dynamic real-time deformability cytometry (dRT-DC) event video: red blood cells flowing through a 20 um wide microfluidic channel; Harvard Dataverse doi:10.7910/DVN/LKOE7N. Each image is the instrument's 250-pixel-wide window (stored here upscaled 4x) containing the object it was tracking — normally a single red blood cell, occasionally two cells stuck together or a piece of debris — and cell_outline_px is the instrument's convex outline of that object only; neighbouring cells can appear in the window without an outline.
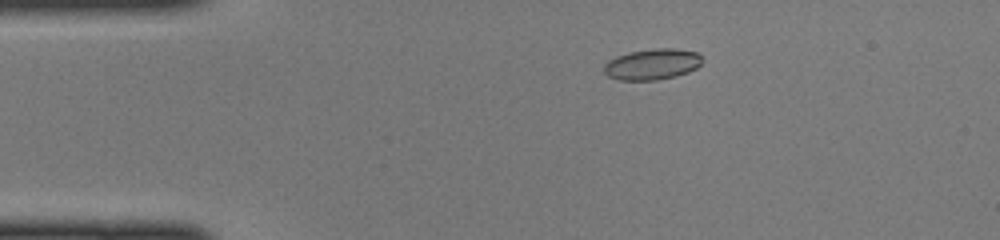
{"species": "common noctule bat (a hibernating species)", "species_latin": "Nyctalus noctula", "temperature_condition": "cold", "stored_images_in_passage": 45, "camera_frame_rate_fps": 3000, "um_per_image_px": 0.085, "animal": {"sex": "female", "body_mass_g": 22.0, "forearm_length_mm": 56.7}, "frame": {"image": 1, "passage_image": 9, "time_ms": 2.667, "image_size_px": [1000, 240], "cell_outline_px": [[700, 64], [696, 68], [688, 72], [676, 76], [656, 80], [620, 80], [608, 76], [604, 72], [604, 64], [608, 60], [616, 56], [628, 52], [656, 48], [672, 48], [696, 52], [700, 56]], "centroid_in_image_um": [55.4, 5.46], "position_along_channel_um": 29.6, "area_um2": 17.63}}
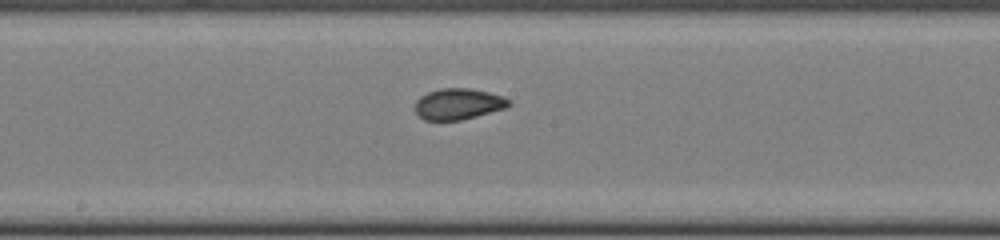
{"frame": {"image": 2, "passage_image": 25, "time_ms": 8.0, "image_size_px": [1000, 240], "cell_outline_px": [[512, 104], [508, 108], [460, 120], [424, 120], [416, 112], [416, 100], [420, 96], [428, 92], [440, 88], [472, 88], [504, 96]], "centroid_in_image_um": [38.98, 8.83], "position_along_channel_um": 209.2, "area_um2": 17.05}}
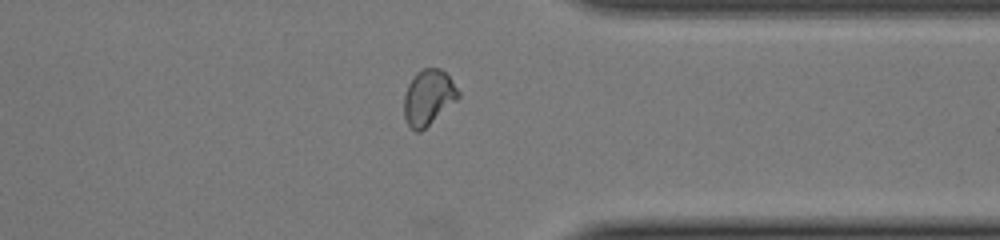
{"frame": {"image": 3, "passage_image": 37, "time_ms": 12.0, "image_size_px": [1000, 240], "cell_outline_px": [[460, 96], [456, 100], [420, 132], [416, 132], [408, 124], [404, 116], [404, 96], [408, 84], [416, 72], [424, 68], [440, 68], [448, 76], [460, 92]], "centroid_in_image_um": [36.39, 8.26], "position_along_channel_um": 375.0, "area_um2": 17.22}}